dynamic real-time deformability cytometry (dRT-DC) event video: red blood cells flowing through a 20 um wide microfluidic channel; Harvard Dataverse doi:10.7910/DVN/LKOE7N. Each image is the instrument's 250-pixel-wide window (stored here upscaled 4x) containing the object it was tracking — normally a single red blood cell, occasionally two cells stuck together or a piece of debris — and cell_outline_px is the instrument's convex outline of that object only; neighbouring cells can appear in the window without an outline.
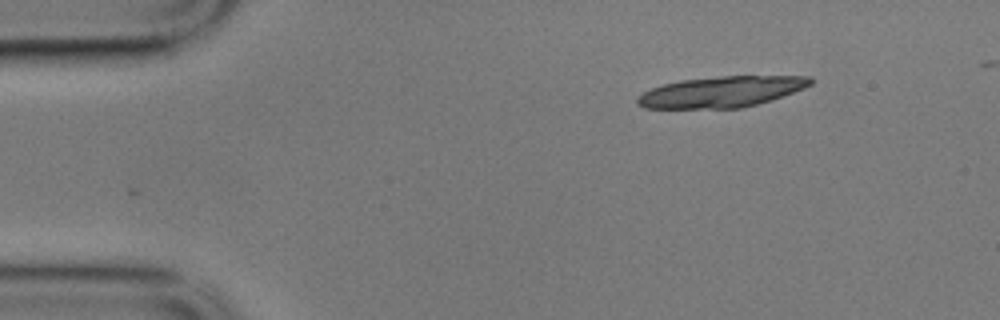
{"species": "common noctule bat (a hibernating species)", "species_latin": "Nyctalus noctula", "temperature_condition": "cold", "stored_images_in_passage": 2, "camera_frame_rate_fps": 3000, "um_per_image_px": 0.085, "animal": {"sex": "male", "body_mass_g": 17.9}, "frame": {"image": 1, "passage_image": 2, "time_ms": 0.333, "image_size_px": [1000, 320], "cell_outline_px": [[812, 84], [804, 88], [772, 100], [740, 108], [644, 108], [636, 104], [636, 96], [652, 88], [664, 84], [680, 80], [720, 76], [812, 76]], "centroid_in_image_um": [61.31, 7.8], "position_along_channel_um": 23.7, "area_um2": 31.15}}